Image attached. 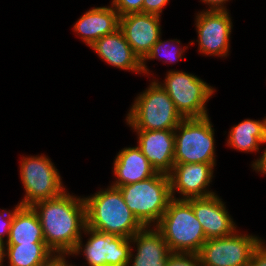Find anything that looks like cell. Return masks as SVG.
Wrapping results in <instances>:
<instances>
[{
  "label": "cell",
  "mask_w": 266,
  "mask_h": 266,
  "mask_svg": "<svg viewBox=\"0 0 266 266\" xmlns=\"http://www.w3.org/2000/svg\"><path fill=\"white\" fill-rule=\"evenodd\" d=\"M43 229L44 241L55 255H71L86 227L84 198L66 192L35 203Z\"/></svg>",
  "instance_id": "obj_1"
},
{
  "label": "cell",
  "mask_w": 266,
  "mask_h": 266,
  "mask_svg": "<svg viewBox=\"0 0 266 266\" xmlns=\"http://www.w3.org/2000/svg\"><path fill=\"white\" fill-rule=\"evenodd\" d=\"M86 226L110 235L131 239L144 226L125 204L118 187L109 186L84 197Z\"/></svg>",
  "instance_id": "obj_2"
},
{
  "label": "cell",
  "mask_w": 266,
  "mask_h": 266,
  "mask_svg": "<svg viewBox=\"0 0 266 266\" xmlns=\"http://www.w3.org/2000/svg\"><path fill=\"white\" fill-rule=\"evenodd\" d=\"M155 227L173 253L198 254L207 241L202 225L186 199L172 198Z\"/></svg>",
  "instance_id": "obj_3"
},
{
  "label": "cell",
  "mask_w": 266,
  "mask_h": 266,
  "mask_svg": "<svg viewBox=\"0 0 266 266\" xmlns=\"http://www.w3.org/2000/svg\"><path fill=\"white\" fill-rule=\"evenodd\" d=\"M134 101L126 117L134 130H174L184 119L158 80Z\"/></svg>",
  "instance_id": "obj_4"
},
{
  "label": "cell",
  "mask_w": 266,
  "mask_h": 266,
  "mask_svg": "<svg viewBox=\"0 0 266 266\" xmlns=\"http://www.w3.org/2000/svg\"><path fill=\"white\" fill-rule=\"evenodd\" d=\"M118 188L125 204L144 227H151L155 222L157 225L172 199L169 175L160 172Z\"/></svg>",
  "instance_id": "obj_5"
},
{
  "label": "cell",
  "mask_w": 266,
  "mask_h": 266,
  "mask_svg": "<svg viewBox=\"0 0 266 266\" xmlns=\"http://www.w3.org/2000/svg\"><path fill=\"white\" fill-rule=\"evenodd\" d=\"M212 126L208 116L184 118L174 129V163H206L216 166Z\"/></svg>",
  "instance_id": "obj_6"
},
{
  "label": "cell",
  "mask_w": 266,
  "mask_h": 266,
  "mask_svg": "<svg viewBox=\"0 0 266 266\" xmlns=\"http://www.w3.org/2000/svg\"><path fill=\"white\" fill-rule=\"evenodd\" d=\"M161 87L174 102L183 118L208 116L206 102L215 89L195 75L182 71H169Z\"/></svg>",
  "instance_id": "obj_7"
},
{
  "label": "cell",
  "mask_w": 266,
  "mask_h": 266,
  "mask_svg": "<svg viewBox=\"0 0 266 266\" xmlns=\"http://www.w3.org/2000/svg\"><path fill=\"white\" fill-rule=\"evenodd\" d=\"M20 177L25 189L21 206H33L35 203L61 195L63 187L59 172L46 156L23 157L20 165Z\"/></svg>",
  "instance_id": "obj_8"
},
{
  "label": "cell",
  "mask_w": 266,
  "mask_h": 266,
  "mask_svg": "<svg viewBox=\"0 0 266 266\" xmlns=\"http://www.w3.org/2000/svg\"><path fill=\"white\" fill-rule=\"evenodd\" d=\"M207 239L198 252L202 266H250L253 251L262 239L237 234Z\"/></svg>",
  "instance_id": "obj_9"
},
{
  "label": "cell",
  "mask_w": 266,
  "mask_h": 266,
  "mask_svg": "<svg viewBox=\"0 0 266 266\" xmlns=\"http://www.w3.org/2000/svg\"><path fill=\"white\" fill-rule=\"evenodd\" d=\"M83 233L90 234L87 243L82 244L80 238L71 255L80 254L83 250L89 266H128L133 250L130 245L131 239L110 235L87 226Z\"/></svg>",
  "instance_id": "obj_10"
},
{
  "label": "cell",
  "mask_w": 266,
  "mask_h": 266,
  "mask_svg": "<svg viewBox=\"0 0 266 266\" xmlns=\"http://www.w3.org/2000/svg\"><path fill=\"white\" fill-rule=\"evenodd\" d=\"M199 52L226 57L232 21L228 11H202L196 16Z\"/></svg>",
  "instance_id": "obj_11"
},
{
  "label": "cell",
  "mask_w": 266,
  "mask_h": 266,
  "mask_svg": "<svg viewBox=\"0 0 266 266\" xmlns=\"http://www.w3.org/2000/svg\"><path fill=\"white\" fill-rule=\"evenodd\" d=\"M213 169L212 164L206 163H174L172 171L168 174L172 198L176 199V189L177 193L183 195L177 199L208 197L215 194L206 189L212 182Z\"/></svg>",
  "instance_id": "obj_12"
},
{
  "label": "cell",
  "mask_w": 266,
  "mask_h": 266,
  "mask_svg": "<svg viewBox=\"0 0 266 266\" xmlns=\"http://www.w3.org/2000/svg\"><path fill=\"white\" fill-rule=\"evenodd\" d=\"M119 29L142 61L161 38L160 16L138 12L120 17Z\"/></svg>",
  "instance_id": "obj_13"
},
{
  "label": "cell",
  "mask_w": 266,
  "mask_h": 266,
  "mask_svg": "<svg viewBox=\"0 0 266 266\" xmlns=\"http://www.w3.org/2000/svg\"><path fill=\"white\" fill-rule=\"evenodd\" d=\"M201 223L206 239L232 235L236 231L226 206L218 195L186 199Z\"/></svg>",
  "instance_id": "obj_14"
},
{
  "label": "cell",
  "mask_w": 266,
  "mask_h": 266,
  "mask_svg": "<svg viewBox=\"0 0 266 266\" xmlns=\"http://www.w3.org/2000/svg\"><path fill=\"white\" fill-rule=\"evenodd\" d=\"M138 147L152 167L160 173L169 174L174 166V130H135Z\"/></svg>",
  "instance_id": "obj_15"
},
{
  "label": "cell",
  "mask_w": 266,
  "mask_h": 266,
  "mask_svg": "<svg viewBox=\"0 0 266 266\" xmlns=\"http://www.w3.org/2000/svg\"><path fill=\"white\" fill-rule=\"evenodd\" d=\"M90 47L113 67L143 73L142 61L134 53L120 29L101 37Z\"/></svg>",
  "instance_id": "obj_16"
},
{
  "label": "cell",
  "mask_w": 266,
  "mask_h": 266,
  "mask_svg": "<svg viewBox=\"0 0 266 266\" xmlns=\"http://www.w3.org/2000/svg\"><path fill=\"white\" fill-rule=\"evenodd\" d=\"M149 228L151 227H143L131 238V242L136 243L137 253L133 255L131 250L128 266L130 262V266H166L173 252L170 251L162 233L157 228Z\"/></svg>",
  "instance_id": "obj_17"
},
{
  "label": "cell",
  "mask_w": 266,
  "mask_h": 266,
  "mask_svg": "<svg viewBox=\"0 0 266 266\" xmlns=\"http://www.w3.org/2000/svg\"><path fill=\"white\" fill-rule=\"evenodd\" d=\"M113 170L117 179L112 184L114 187L143 181L157 173L138 146L126 147L119 151Z\"/></svg>",
  "instance_id": "obj_18"
},
{
  "label": "cell",
  "mask_w": 266,
  "mask_h": 266,
  "mask_svg": "<svg viewBox=\"0 0 266 266\" xmlns=\"http://www.w3.org/2000/svg\"><path fill=\"white\" fill-rule=\"evenodd\" d=\"M120 16L112 7H94L74 24V31L91 46L101 37L119 29Z\"/></svg>",
  "instance_id": "obj_19"
},
{
  "label": "cell",
  "mask_w": 266,
  "mask_h": 266,
  "mask_svg": "<svg viewBox=\"0 0 266 266\" xmlns=\"http://www.w3.org/2000/svg\"><path fill=\"white\" fill-rule=\"evenodd\" d=\"M14 208V218L5 244L45 243L41 222L33 207L17 204Z\"/></svg>",
  "instance_id": "obj_20"
},
{
  "label": "cell",
  "mask_w": 266,
  "mask_h": 266,
  "mask_svg": "<svg viewBox=\"0 0 266 266\" xmlns=\"http://www.w3.org/2000/svg\"><path fill=\"white\" fill-rule=\"evenodd\" d=\"M228 146L243 152L259 151L266 144V118L262 121L245 119L229 131Z\"/></svg>",
  "instance_id": "obj_21"
},
{
  "label": "cell",
  "mask_w": 266,
  "mask_h": 266,
  "mask_svg": "<svg viewBox=\"0 0 266 266\" xmlns=\"http://www.w3.org/2000/svg\"><path fill=\"white\" fill-rule=\"evenodd\" d=\"M4 256L9 266H41L55 255L46 243L6 244Z\"/></svg>",
  "instance_id": "obj_22"
},
{
  "label": "cell",
  "mask_w": 266,
  "mask_h": 266,
  "mask_svg": "<svg viewBox=\"0 0 266 266\" xmlns=\"http://www.w3.org/2000/svg\"><path fill=\"white\" fill-rule=\"evenodd\" d=\"M177 43V46H173V43L170 45V42ZM178 43H180V40H168V41H161L159 39L151 48L150 52L147 54V56L142 60V71L143 73L147 74L149 72L148 68H146L145 60H152V59H158V57L163 55V57L166 59L165 63L169 61V63H174L175 61H178L180 58H182V54L185 51L182 48H179ZM174 48V49H173ZM160 57V60L161 58ZM163 58V59H164ZM177 59V60H176Z\"/></svg>",
  "instance_id": "obj_23"
},
{
  "label": "cell",
  "mask_w": 266,
  "mask_h": 266,
  "mask_svg": "<svg viewBox=\"0 0 266 266\" xmlns=\"http://www.w3.org/2000/svg\"><path fill=\"white\" fill-rule=\"evenodd\" d=\"M166 266H202L198 254L172 253Z\"/></svg>",
  "instance_id": "obj_24"
},
{
  "label": "cell",
  "mask_w": 266,
  "mask_h": 266,
  "mask_svg": "<svg viewBox=\"0 0 266 266\" xmlns=\"http://www.w3.org/2000/svg\"><path fill=\"white\" fill-rule=\"evenodd\" d=\"M144 0H112V7L117 11L119 16L130 13L142 12Z\"/></svg>",
  "instance_id": "obj_25"
},
{
  "label": "cell",
  "mask_w": 266,
  "mask_h": 266,
  "mask_svg": "<svg viewBox=\"0 0 266 266\" xmlns=\"http://www.w3.org/2000/svg\"><path fill=\"white\" fill-rule=\"evenodd\" d=\"M4 212L0 211V242L3 243L5 245V242H7L8 238H9V234H10V228H11V224L14 218V210L11 212L3 210ZM2 218L4 219L2 221ZM7 237L6 241L4 242L3 238Z\"/></svg>",
  "instance_id": "obj_26"
},
{
  "label": "cell",
  "mask_w": 266,
  "mask_h": 266,
  "mask_svg": "<svg viewBox=\"0 0 266 266\" xmlns=\"http://www.w3.org/2000/svg\"><path fill=\"white\" fill-rule=\"evenodd\" d=\"M169 0H144L142 5V12L152 15L160 16L162 9Z\"/></svg>",
  "instance_id": "obj_27"
},
{
  "label": "cell",
  "mask_w": 266,
  "mask_h": 266,
  "mask_svg": "<svg viewBox=\"0 0 266 266\" xmlns=\"http://www.w3.org/2000/svg\"><path fill=\"white\" fill-rule=\"evenodd\" d=\"M261 242L257 245L256 249L253 251L250 266H266V246L265 242Z\"/></svg>",
  "instance_id": "obj_28"
},
{
  "label": "cell",
  "mask_w": 266,
  "mask_h": 266,
  "mask_svg": "<svg viewBox=\"0 0 266 266\" xmlns=\"http://www.w3.org/2000/svg\"><path fill=\"white\" fill-rule=\"evenodd\" d=\"M209 5L207 11H228L224 6L228 0H200Z\"/></svg>",
  "instance_id": "obj_29"
},
{
  "label": "cell",
  "mask_w": 266,
  "mask_h": 266,
  "mask_svg": "<svg viewBox=\"0 0 266 266\" xmlns=\"http://www.w3.org/2000/svg\"><path fill=\"white\" fill-rule=\"evenodd\" d=\"M252 166L255 171L257 170V172L260 171V173L266 174V148L261 154L260 158L253 162Z\"/></svg>",
  "instance_id": "obj_30"
},
{
  "label": "cell",
  "mask_w": 266,
  "mask_h": 266,
  "mask_svg": "<svg viewBox=\"0 0 266 266\" xmlns=\"http://www.w3.org/2000/svg\"><path fill=\"white\" fill-rule=\"evenodd\" d=\"M41 266H62V255H53L46 263Z\"/></svg>",
  "instance_id": "obj_31"
},
{
  "label": "cell",
  "mask_w": 266,
  "mask_h": 266,
  "mask_svg": "<svg viewBox=\"0 0 266 266\" xmlns=\"http://www.w3.org/2000/svg\"><path fill=\"white\" fill-rule=\"evenodd\" d=\"M5 248L6 247L4 246V244L0 242V266H3V261L5 258V256H4V249Z\"/></svg>",
  "instance_id": "obj_32"
},
{
  "label": "cell",
  "mask_w": 266,
  "mask_h": 266,
  "mask_svg": "<svg viewBox=\"0 0 266 266\" xmlns=\"http://www.w3.org/2000/svg\"><path fill=\"white\" fill-rule=\"evenodd\" d=\"M66 255H62V266H73L71 264H68V261L65 259Z\"/></svg>",
  "instance_id": "obj_33"
}]
</instances>
